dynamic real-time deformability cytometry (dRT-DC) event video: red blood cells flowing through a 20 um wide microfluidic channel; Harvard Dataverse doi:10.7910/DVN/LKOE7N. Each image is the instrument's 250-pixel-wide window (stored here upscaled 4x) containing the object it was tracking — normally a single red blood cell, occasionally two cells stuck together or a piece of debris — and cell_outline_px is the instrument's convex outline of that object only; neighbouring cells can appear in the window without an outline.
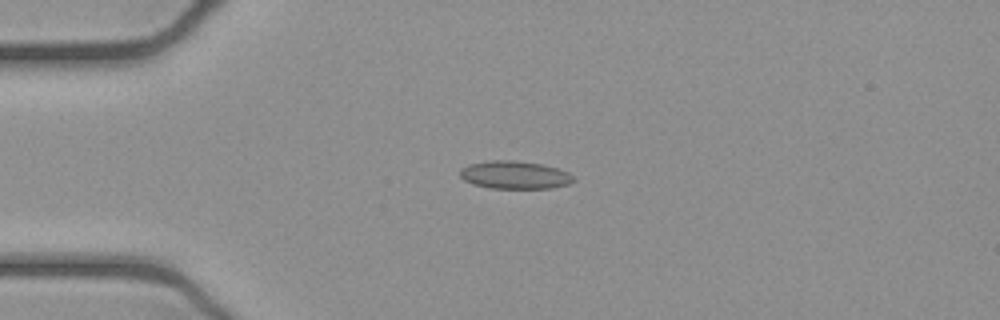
{"species": "common noctule bat (a hibernating species)", "species_latin": "Nyctalus noctula", "temperature_condition": "cold", "stored_images_in_passage": 40, "camera_frame_rate_fps": 3000, "um_per_image_px": 0.085, "animal": {"sex": "female", "body_mass_g": 21.9}, "frame": {"image": 1, "passage_image": 1, "time_ms": 0.0, "image_size_px": [1000, 320], "cell_outline_px": [[576, 180], [568, 184], [552, 188], [488, 188], [472, 184], [464, 180], [460, 176], [460, 168], [468, 164], [492, 160], [512, 160], [540, 164], [556, 168], [568, 172]], "centroid_in_image_um": [43.72, 14.87], "position_along_channel_um": 41.3, "area_um2": 18.44}}
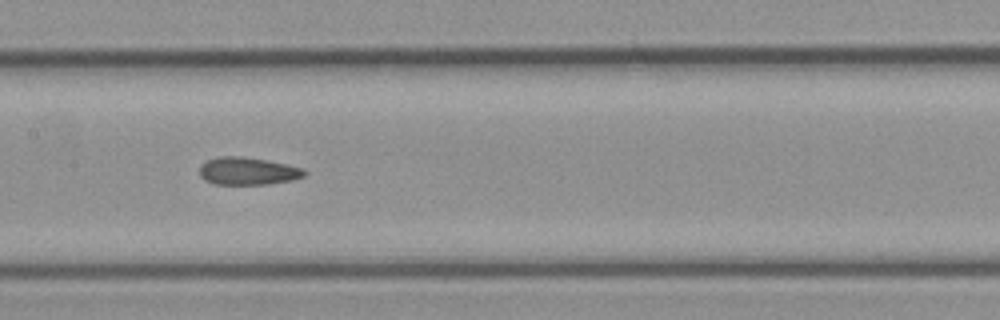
{"frame": {"image": 2, "passage_image": 14, "time_ms": 4.333, "image_size_px": [1000, 320], "cell_outline_px": [[308, 172], [304, 176], [292, 180], [268, 184], [212, 184], [204, 180], [200, 176], [200, 164], [208, 160], [220, 156], [240, 156], [264, 160], [304, 168]], "centroid_in_image_um": [21.04, 14.55], "position_along_channel_um": 186.4, "area_um2": 16.82}}
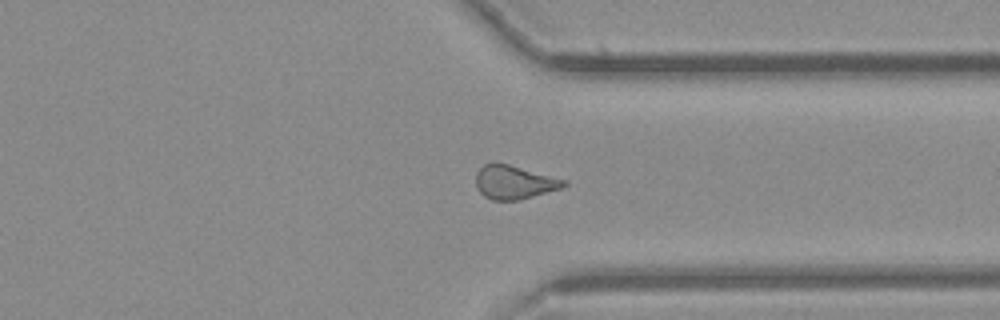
{"frame": {"image": 3, "passage_image": 28, "time_ms": 9.0, "image_size_px": [1000, 320], "cell_outline_px": [[568, 184], [560, 188], [532, 196], [516, 200], [492, 200], [484, 196], [476, 188], [476, 172], [484, 164], [508, 164], [568, 180]], "centroid_in_image_um": [43.7, 15.49], "position_along_channel_um": 367.7, "area_um2": 16.99}, "authors_computed_cell_mechanics": {"area_um2": 17.1666, "velocity_mm_per_s": 3.9098, "shape_relaxation_time_tau1_ms": 10.5378, "shape_relaxation_time_tau2_ms": 2.0034, "deformation_change_tau1": 0.1961, "deformation_change_tau2": 0.0901}}